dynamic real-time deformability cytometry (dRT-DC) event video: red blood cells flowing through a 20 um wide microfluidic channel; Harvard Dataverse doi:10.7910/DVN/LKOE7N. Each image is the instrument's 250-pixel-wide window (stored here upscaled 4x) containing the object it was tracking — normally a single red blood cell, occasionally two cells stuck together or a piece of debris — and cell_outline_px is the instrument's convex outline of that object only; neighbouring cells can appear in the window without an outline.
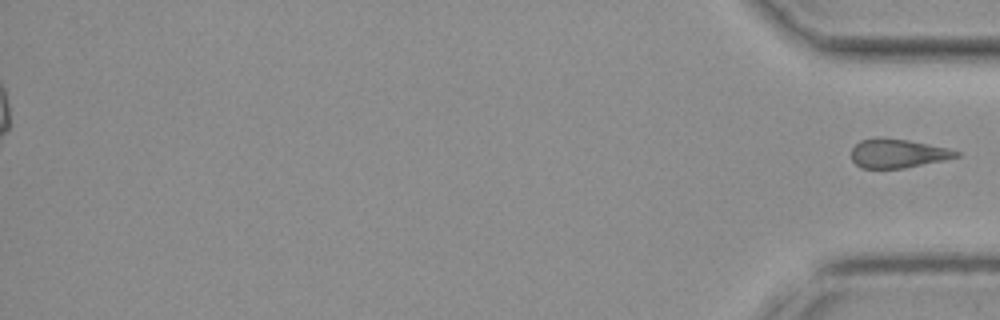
{"species": "common noctule bat (a hibernating species)", "species_latin": "Nyctalus noctula", "temperature_condition": "cold", "stored_images_in_passage": 37, "segment_of_instrument_passage": [2, 2], "camera_frame_rate_fps": 3000, "um_per_image_px": 0.085, "animal": {"sex": "female", "body_mass_g": 19.3, "forearm_length_mm": 54.1}, "frame": {"image": 1, "passage_image": 37, "time_ms": 12.0, "image_size_px": [1000, 320], "cell_outline_px": [[960, 156], [944, 160], [904, 168], [860, 168], [852, 160], [852, 148], [860, 140], [876, 136], [884, 136], [908, 140], [948, 148], [960, 152]], "centroid_in_image_um": [76.28, 13.02], "position_along_channel_um": 358.9, "area_um2": 17.86}}